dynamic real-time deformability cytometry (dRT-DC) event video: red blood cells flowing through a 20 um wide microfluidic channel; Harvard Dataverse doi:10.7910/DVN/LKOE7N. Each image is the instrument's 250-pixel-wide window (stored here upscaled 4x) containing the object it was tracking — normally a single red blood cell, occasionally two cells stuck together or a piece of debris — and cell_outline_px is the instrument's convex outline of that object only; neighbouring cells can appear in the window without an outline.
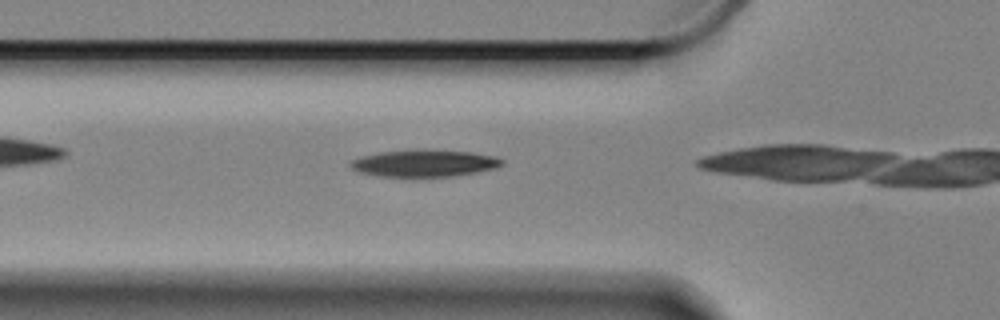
{"species": "Egyptian fruit bat (a non-hibernating species)", "species_latin": "Rousettus aegyptiacus", "temperature_condition": "cold", "stored_images_in_passage": 31, "camera_frame_rate_fps": 3000, "um_per_image_px": 0.085, "animal": {"sex": "female"}, "frame": {"image": 1, "passage_image": 5, "time_ms": 1.333, "image_size_px": [1000, 320], "cell_outline_px": [[504, 164], [496, 168], [476, 172], [452, 176], [376, 176], [360, 172], [352, 168], [348, 164], [352, 160], [364, 156], [384, 152], [472, 152], [496, 156], [504, 160]], "centroid_in_image_um": [36.12, 13.92], "position_along_channel_um": 89.7, "area_um2": 22.6}}